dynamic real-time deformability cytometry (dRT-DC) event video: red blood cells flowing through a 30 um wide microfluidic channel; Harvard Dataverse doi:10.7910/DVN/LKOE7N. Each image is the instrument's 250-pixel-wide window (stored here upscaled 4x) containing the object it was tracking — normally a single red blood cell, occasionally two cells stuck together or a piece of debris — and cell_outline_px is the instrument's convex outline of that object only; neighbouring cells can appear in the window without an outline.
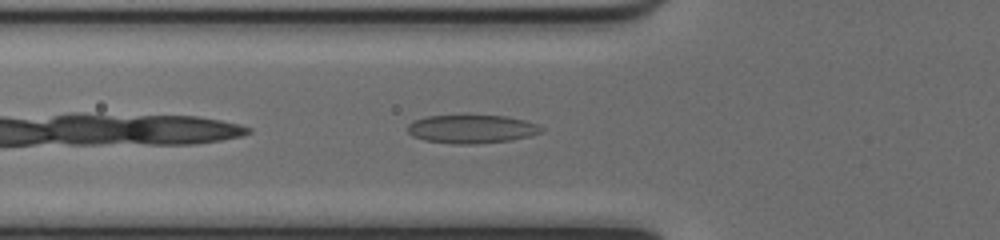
{"species": "common noctule bat (a hibernating species)", "species_latin": "Nyctalus noctula", "temperature_condition": "cold", "stored_images_in_passage": 32, "camera_frame_rate_fps": 3000, "um_per_image_px": 0.085, "animal": {"sex": "female", "body_mass_g": 17.0, "forearm_length_mm": 48.0}, "frame": {"image": 1, "passage_image": 3, "time_ms": 0.667, "image_size_px": [1000, 240], "cell_outline_px": [[544, 132], [532, 136], [512, 140], [476, 144], [456, 144], [424, 140], [412, 136], [408, 132], [408, 124], [412, 120], [428, 116], [508, 116], [524, 120], [536, 124], [544, 128]], "centroid_in_image_um": [40.12, 10.98], "position_along_channel_um": 85.7, "area_um2": 22.25}}
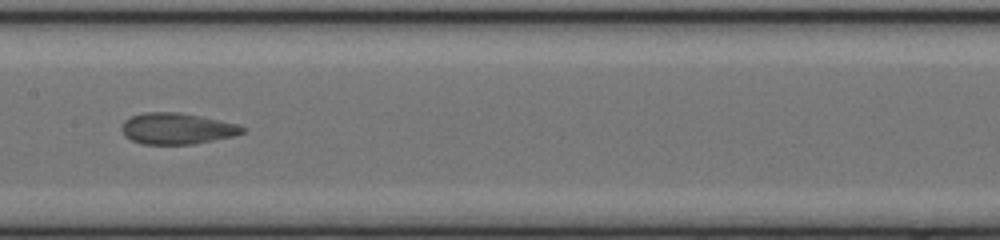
{"frame": {"image": 2, "passage_image": 11, "time_ms": 3.333, "image_size_px": [1000, 240], "cell_outline_px": [[248, 128], [244, 132], [232, 136], [192, 144], [140, 144], [124, 136], [120, 128], [124, 120], [132, 116], [144, 112], [180, 112], [240, 124]], "centroid_in_image_um": [15.03, 10.92], "position_along_channel_um": 192.4, "area_um2": 22.08}}
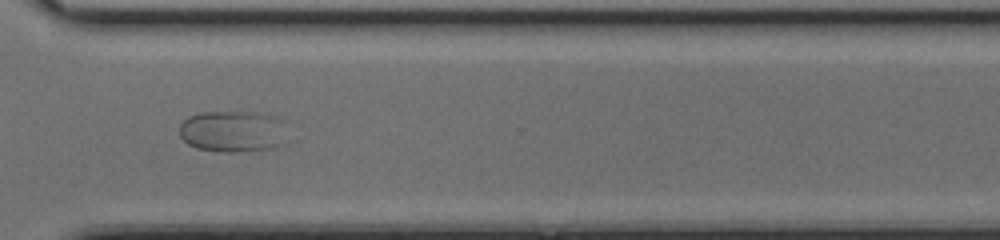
{"frame": {"image": 3, "passage_image": 23, "time_ms": 7.333, "image_size_px": [1000, 240], "cell_outline_px": [[280, 120], [276, 148], [236, 152], [220, 152], [196, 148], [188, 144], [180, 136], [180, 124], [188, 116], [200, 112], [264, 112], [280, 116]], "centroid_in_image_um": [19.64, 11.14], "position_along_channel_um": 351.0, "area_um2": 25.55}}